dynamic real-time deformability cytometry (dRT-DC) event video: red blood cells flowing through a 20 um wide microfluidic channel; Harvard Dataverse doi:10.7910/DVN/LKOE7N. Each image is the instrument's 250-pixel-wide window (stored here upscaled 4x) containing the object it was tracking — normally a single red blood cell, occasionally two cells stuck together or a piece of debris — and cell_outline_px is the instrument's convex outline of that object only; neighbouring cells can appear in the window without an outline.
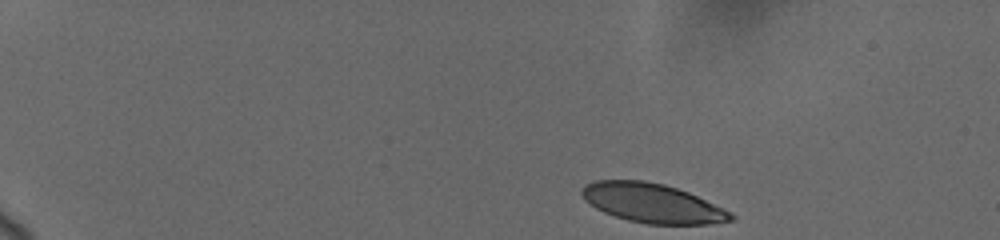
{"species": "human", "species_latin": "Homo sapiens", "temperature_condition": "cold", "stored_images_in_passage": 9, "camera_frame_rate_fps": 3000, "um_per_image_px": 0.085, "donor": {"sex": "female"}, "frame": {"image": 1, "passage_image": 1, "time_ms": 0.0, "image_size_px": [1000, 240], "cell_outline_px": [[736, 220], [708, 224], [648, 224], [628, 220], [604, 212], [596, 208], [584, 200], [580, 192], [584, 184], [596, 180], [644, 180], [664, 184], [688, 192], [732, 212], [736, 216]], "centroid_in_image_um": [55.45, 17.26], "position_along_channel_um": 29.5, "area_um2": 34.1}}
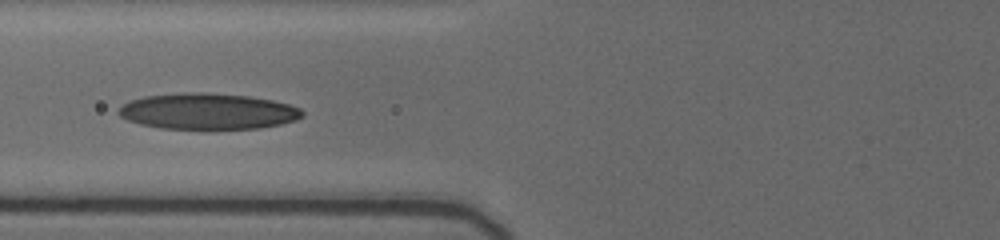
{"frame": {"image": 2, "passage_image": 7, "time_ms": 5.333, "image_size_px": [1000, 240], "cell_outline_px": [[304, 116], [296, 120], [280, 124], [260, 128], [160, 128], [140, 124], [128, 120], [120, 116], [116, 112], [124, 104], [132, 100], [144, 96], [184, 92], [208, 92], [248, 96], [272, 100], [288, 104], [300, 108], [304, 112]], "centroid_in_image_um": [17.67, 9.45], "position_along_channel_um": 108.1, "area_um2": 38.44}}
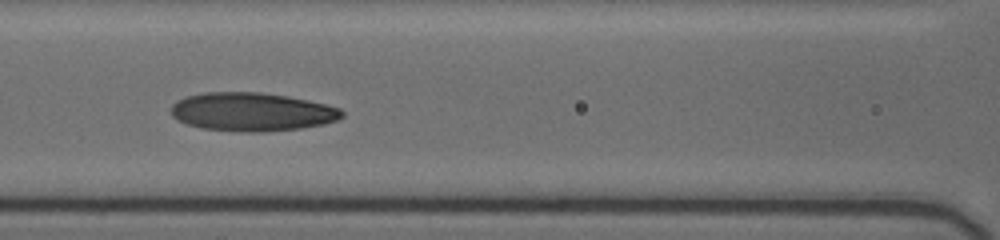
{"frame": {"image": 3, "passage_image": 8, "time_ms": 6.333, "image_size_px": [1000, 240], "cell_outline_px": [[344, 116], [340, 120], [324, 124], [300, 128], [260, 132], [244, 132], [200, 128], [176, 120], [172, 116], [172, 104], [188, 96], [204, 92], [260, 92], [288, 96], [324, 104], [340, 108], [344, 112]], "centroid_in_image_um": [21.44, 9.51], "position_along_channel_um": 145.2, "area_um2": 38.32}}